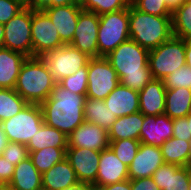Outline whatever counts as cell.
<instances>
[{
    "instance_id": "cell-1",
    "label": "cell",
    "mask_w": 191,
    "mask_h": 190,
    "mask_svg": "<svg viewBox=\"0 0 191 190\" xmlns=\"http://www.w3.org/2000/svg\"><path fill=\"white\" fill-rule=\"evenodd\" d=\"M86 96L68 91L56 83L50 96L40 104L44 123L67 137L84 121Z\"/></svg>"
},
{
    "instance_id": "cell-2",
    "label": "cell",
    "mask_w": 191,
    "mask_h": 190,
    "mask_svg": "<svg viewBox=\"0 0 191 190\" xmlns=\"http://www.w3.org/2000/svg\"><path fill=\"white\" fill-rule=\"evenodd\" d=\"M148 55V49L128 39L105 57L117 72L121 85L140 91L153 79Z\"/></svg>"
},
{
    "instance_id": "cell-3",
    "label": "cell",
    "mask_w": 191,
    "mask_h": 190,
    "mask_svg": "<svg viewBox=\"0 0 191 190\" xmlns=\"http://www.w3.org/2000/svg\"><path fill=\"white\" fill-rule=\"evenodd\" d=\"M55 85L46 63L40 57H28L21 67L14 90L28 104H41Z\"/></svg>"
},
{
    "instance_id": "cell-4",
    "label": "cell",
    "mask_w": 191,
    "mask_h": 190,
    "mask_svg": "<svg viewBox=\"0 0 191 190\" xmlns=\"http://www.w3.org/2000/svg\"><path fill=\"white\" fill-rule=\"evenodd\" d=\"M172 35V16L144 13L129 4V36L134 42L152 50Z\"/></svg>"
},
{
    "instance_id": "cell-5",
    "label": "cell",
    "mask_w": 191,
    "mask_h": 190,
    "mask_svg": "<svg viewBox=\"0 0 191 190\" xmlns=\"http://www.w3.org/2000/svg\"><path fill=\"white\" fill-rule=\"evenodd\" d=\"M129 36V6L117 12L99 15L98 57L107 56Z\"/></svg>"
},
{
    "instance_id": "cell-6",
    "label": "cell",
    "mask_w": 191,
    "mask_h": 190,
    "mask_svg": "<svg viewBox=\"0 0 191 190\" xmlns=\"http://www.w3.org/2000/svg\"><path fill=\"white\" fill-rule=\"evenodd\" d=\"M148 65L153 78L160 80L185 66V40L172 35L157 48L149 50Z\"/></svg>"
},
{
    "instance_id": "cell-7",
    "label": "cell",
    "mask_w": 191,
    "mask_h": 190,
    "mask_svg": "<svg viewBox=\"0 0 191 190\" xmlns=\"http://www.w3.org/2000/svg\"><path fill=\"white\" fill-rule=\"evenodd\" d=\"M2 123L9 142L27 145L44 123L40 104H27L26 107Z\"/></svg>"
},
{
    "instance_id": "cell-8",
    "label": "cell",
    "mask_w": 191,
    "mask_h": 190,
    "mask_svg": "<svg viewBox=\"0 0 191 190\" xmlns=\"http://www.w3.org/2000/svg\"><path fill=\"white\" fill-rule=\"evenodd\" d=\"M40 58L46 63L56 83H59L86 66L91 57L66 44L55 50L46 51Z\"/></svg>"
},
{
    "instance_id": "cell-9",
    "label": "cell",
    "mask_w": 191,
    "mask_h": 190,
    "mask_svg": "<svg viewBox=\"0 0 191 190\" xmlns=\"http://www.w3.org/2000/svg\"><path fill=\"white\" fill-rule=\"evenodd\" d=\"M87 98L105 100L120 83L117 72L106 57H93L88 62Z\"/></svg>"
},
{
    "instance_id": "cell-10",
    "label": "cell",
    "mask_w": 191,
    "mask_h": 190,
    "mask_svg": "<svg viewBox=\"0 0 191 190\" xmlns=\"http://www.w3.org/2000/svg\"><path fill=\"white\" fill-rule=\"evenodd\" d=\"M32 9L24 8L4 24L3 47L32 57Z\"/></svg>"
},
{
    "instance_id": "cell-11",
    "label": "cell",
    "mask_w": 191,
    "mask_h": 190,
    "mask_svg": "<svg viewBox=\"0 0 191 190\" xmlns=\"http://www.w3.org/2000/svg\"><path fill=\"white\" fill-rule=\"evenodd\" d=\"M32 57H40L46 51L65 45L49 16L43 10H32Z\"/></svg>"
},
{
    "instance_id": "cell-12",
    "label": "cell",
    "mask_w": 191,
    "mask_h": 190,
    "mask_svg": "<svg viewBox=\"0 0 191 190\" xmlns=\"http://www.w3.org/2000/svg\"><path fill=\"white\" fill-rule=\"evenodd\" d=\"M99 15L82 10L78 16V23L74 32L71 46L79 49L89 57H98L97 36Z\"/></svg>"
},
{
    "instance_id": "cell-13",
    "label": "cell",
    "mask_w": 191,
    "mask_h": 190,
    "mask_svg": "<svg viewBox=\"0 0 191 190\" xmlns=\"http://www.w3.org/2000/svg\"><path fill=\"white\" fill-rule=\"evenodd\" d=\"M101 151L87 148H67L66 159L75 171L80 184L92 186L98 174Z\"/></svg>"
},
{
    "instance_id": "cell-14",
    "label": "cell",
    "mask_w": 191,
    "mask_h": 190,
    "mask_svg": "<svg viewBox=\"0 0 191 190\" xmlns=\"http://www.w3.org/2000/svg\"><path fill=\"white\" fill-rule=\"evenodd\" d=\"M108 147V131L94 123L84 121L68 136V148L102 151Z\"/></svg>"
},
{
    "instance_id": "cell-15",
    "label": "cell",
    "mask_w": 191,
    "mask_h": 190,
    "mask_svg": "<svg viewBox=\"0 0 191 190\" xmlns=\"http://www.w3.org/2000/svg\"><path fill=\"white\" fill-rule=\"evenodd\" d=\"M79 3L66 6L48 7L43 11L49 16L54 24L61 41L66 44H71L74 32L78 23L79 13L82 11Z\"/></svg>"
},
{
    "instance_id": "cell-16",
    "label": "cell",
    "mask_w": 191,
    "mask_h": 190,
    "mask_svg": "<svg viewBox=\"0 0 191 190\" xmlns=\"http://www.w3.org/2000/svg\"><path fill=\"white\" fill-rule=\"evenodd\" d=\"M164 163L160 147L140 143L136 156L128 167V177L130 180L152 177Z\"/></svg>"
},
{
    "instance_id": "cell-17",
    "label": "cell",
    "mask_w": 191,
    "mask_h": 190,
    "mask_svg": "<svg viewBox=\"0 0 191 190\" xmlns=\"http://www.w3.org/2000/svg\"><path fill=\"white\" fill-rule=\"evenodd\" d=\"M173 137V119L165 113L157 116L144 115V122L140 130L141 143L161 147L166 140Z\"/></svg>"
},
{
    "instance_id": "cell-18",
    "label": "cell",
    "mask_w": 191,
    "mask_h": 190,
    "mask_svg": "<svg viewBox=\"0 0 191 190\" xmlns=\"http://www.w3.org/2000/svg\"><path fill=\"white\" fill-rule=\"evenodd\" d=\"M127 179H129L128 167L117 158L110 147L102 150L96 181L91 187H102Z\"/></svg>"
},
{
    "instance_id": "cell-19",
    "label": "cell",
    "mask_w": 191,
    "mask_h": 190,
    "mask_svg": "<svg viewBox=\"0 0 191 190\" xmlns=\"http://www.w3.org/2000/svg\"><path fill=\"white\" fill-rule=\"evenodd\" d=\"M166 88L163 80L152 79L139 91V111L143 115L157 116L165 112Z\"/></svg>"
},
{
    "instance_id": "cell-20",
    "label": "cell",
    "mask_w": 191,
    "mask_h": 190,
    "mask_svg": "<svg viewBox=\"0 0 191 190\" xmlns=\"http://www.w3.org/2000/svg\"><path fill=\"white\" fill-rule=\"evenodd\" d=\"M104 103L117 118L137 113L139 112V91L119 83L106 97Z\"/></svg>"
},
{
    "instance_id": "cell-21",
    "label": "cell",
    "mask_w": 191,
    "mask_h": 190,
    "mask_svg": "<svg viewBox=\"0 0 191 190\" xmlns=\"http://www.w3.org/2000/svg\"><path fill=\"white\" fill-rule=\"evenodd\" d=\"M79 184L75 171L66 158L42 173V186L51 190H64Z\"/></svg>"
},
{
    "instance_id": "cell-22",
    "label": "cell",
    "mask_w": 191,
    "mask_h": 190,
    "mask_svg": "<svg viewBox=\"0 0 191 190\" xmlns=\"http://www.w3.org/2000/svg\"><path fill=\"white\" fill-rule=\"evenodd\" d=\"M28 57L8 48H0V88L14 89L24 61Z\"/></svg>"
},
{
    "instance_id": "cell-23",
    "label": "cell",
    "mask_w": 191,
    "mask_h": 190,
    "mask_svg": "<svg viewBox=\"0 0 191 190\" xmlns=\"http://www.w3.org/2000/svg\"><path fill=\"white\" fill-rule=\"evenodd\" d=\"M152 178L161 190H188V166L164 163Z\"/></svg>"
},
{
    "instance_id": "cell-24",
    "label": "cell",
    "mask_w": 191,
    "mask_h": 190,
    "mask_svg": "<svg viewBox=\"0 0 191 190\" xmlns=\"http://www.w3.org/2000/svg\"><path fill=\"white\" fill-rule=\"evenodd\" d=\"M8 186L11 190H38L42 186V174L33 165L30 157L15 166Z\"/></svg>"
},
{
    "instance_id": "cell-25",
    "label": "cell",
    "mask_w": 191,
    "mask_h": 190,
    "mask_svg": "<svg viewBox=\"0 0 191 190\" xmlns=\"http://www.w3.org/2000/svg\"><path fill=\"white\" fill-rule=\"evenodd\" d=\"M144 122V115L139 111L134 114L118 117L108 130L109 141L122 139L139 140L140 130Z\"/></svg>"
},
{
    "instance_id": "cell-26",
    "label": "cell",
    "mask_w": 191,
    "mask_h": 190,
    "mask_svg": "<svg viewBox=\"0 0 191 190\" xmlns=\"http://www.w3.org/2000/svg\"><path fill=\"white\" fill-rule=\"evenodd\" d=\"M29 152L44 148H68V137L61 131L43 123L37 134L26 145Z\"/></svg>"
},
{
    "instance_id": "cell-27",
    "label": "cell",
    "mask_w": 191,
    "mask_h": 190,
    "mask_svg": "<svg viewBox=\"0 0 191 190\" xmlns=\"http://www.w3.org/2000/svg\"><path fill=\"white\" fill-rule=\"evenodd\" d=\"M165 163L180 167L191 165L190 141L170 138L160 147Z\"/></svg>"
},
{
    "instance_id": "cell-28",
    "label": "cell",
    "mask_w": 191,
    "mask_h": 190,
    "mask_svg": "<svg viewBox=\"0 0 191 190\" xmlns=\"http://www.w3.org/2000/svg\"><path fill=\"white\" fill-rule=\"evenodd\" d=\"M191 111V90L180 87L166 89L165 114L171 119L186 117Z\"/></svg>"
},
{
    "instance_id": "cell-29",
    "label": "cell",
    "mask_w": 191,
    "mask_h": 190,
    "mask_svg": "<svg viewBox=\"0 0 191 190\" xmlns=\"http://www.w3.org/2000/svg\"><path fill=\"white\" fill-rule=\"evenodd\" d=\"M86 122L94 123L107 131L115 123L117 117L106 107L104 100L86 98L84 105Z\"/></svg>"
},
{
    "instance_id": "cell-30",
    "label": "cell",
    "mask_w": 191,
    "mask_h": 190,
    "mask_svg": "<svg viewBox=\"0 0 191 190\" xmlns=\"http://www.w3.org/2000/svg\"><path fill=\"white\" fill-rule=\"evenodd\" d=\"M67 148L47 147L41 150L29 152L33 165L42 174L49 170L56 163L61 162L66 158Z\"/></svg>"
},
{
    "instance_id": "cell-31",
    "label": "cell",
    "mask_w": 191,
    "mask_h": 190,
    "mask_svg": "<svg viewBox=\"0 0 191 190\" xmlns=\"http://www.w3.org/2000/svg\"><path fill=\"white\" fill-rule=\"evenodd\" d=\"M27 104L14 89L0 88V122L12 118Z\"/></svg>"
},
{
    "instance_id": "cell-32",
    "label": "cell",
    "mask_w": 191,
    "mask_h": 190,
    "mask_svg": "<svg viewBox=\"0 0 191 190\" xmlns=\"http://www.w3.org/2000/svg\"><path fill=\"white\" fill-rule=\"evenodd\" d=\"M173 35L191 41V0H186L172 13Z\"/></svg>"
},
{
    "instance_id": "cell-33",
    "label": "cell",
    "mask_w": 191,
    "mask_h": 190,
    "mask_svg": "<svg viewBox=\"0 0 191 190\" xmlns=\"http://www.w3.org/2000/svg\"><path fill=\"white\" fill-rule=\"evenodd\" d=\"M140 143L141 142L139 140L135 139H122L109 141V147L117 158L129 167L136 156Z\"/></svg>"
},
{
    "instance_id": "cell-34",
    "label": "cell",
    "mask_w": 191,
    "mask_h": 190,
    "mask_svg": "<svg viewBox=\"0 0 191 190\" xmlns=\"http://www.w3.org/2000/svg\"><path fill=\"white\" fill-rule=\"evenodd\" d=\"M130 2V0H84L80 5L85 11L101 15L125 9Z\"/></svg>"
},
{
    "instance_id": "cell-35",
    "label": "cell",
    "mask_w": 191,
    "mask_h": 190,
    "mask_svg": "<svg viewBox=\"0 0 191 190\" xmlns=\"http://www.w3.org/2000/svg\"><path fill=\"white\" fill-rule=\"evenodd\" d=\"M88 64L75 74L62 79L59 84L68 91L86 96L88 84Z\"/></svg>"
},
{
    "instance_id": "cell-36",
    "label": "cell",
    "mask_w": 191,
    "mask_h": 190,
    "mask_svg": "<svg viewBox=\"0 0 191 190\" xmlns=\"http://www.w3.org/2000/svg\"><path fill=\"white\" fill-rule=\"evenodd\" d=\"M166 89H176L184 87L191 90V68L188 66L180 67L163 78Z\"/></svg>"
},
{
    "instance_id": "cell-37",
    "label": "cell",
    "mask_w": 191,
    "mask_h": 190,
    "mask_svg": "<svg viewBox=\"0 0 191 190\" xmlns=\"http://www.w3.org/2000/svg\"><path fill=\"white\" fill-rule=\"evenodd\" d=\"M130 3L144 13L156 16H172L165 0H131Z\"/></svg>"
},
{
    "instance_id": "cell-38",
    "label": "cell",
    "mask_w": 191,
    "mask_h": 190,
    "mask_svg": "<svg viewBox=\"0 0 191 190\" xmlns=\"http://www.w3.org/2000/svg\"><path fill=\"white\" fill-rule=\"evenodd\" d=\"M1 156L3 159L8 160L12 165L16 166L22 160L29 157V151L25 144L8 142Z\"/></svg>"
},
{
    "instance_id": "cell-39",
    "label": "cell",
    "mask_w": 191,
    "mask_h": 190,
    "mask_svg": "<svg viewBox=\"0 0 191 190\" xmlns=\"http://www.w3.org/2000/svg\"><path fill=\"white\" fill-rule=\"evenodd\" d=\"M23 9L16 0H0V24H6Z\"/></svg>"
},
{
    "instance_id": "cell-40",
    "label": "cell",
    "mask_w": 191,
    "mask_h": 190,
    "mask_svg": "<svg viewBox=\"0 0 191 190\" xmlns=\"http://www.w3.org/2000/svg\"><path fill=\"white\" fill-rule=\"evenodd\" d=\"M173 137L191 141L190 128L186 117L173 119Z\"/></svg>"
},
{
    "instance_id": "cell-41",
    "label": "cell",
    "mask_w": 191,
    "mask_h": 190,
    "mask_svg": "<svg viewBox=\"0 0 191 190\" xmlns=\"http://www.w3.org/2000/svg\"><path fill=\"white\" fill-rule=\"evenodd\" d=\"M15 166L0 155V184H9L14 174Z\"/></svg>"
},
{
    "instance_id": "cell-42",
    "label": "cell",
    "mask_w": 191,
    "mask_h": 190,
    "mask_svg": "<svg viewBox=\"0 0 191 190\" xmlns=\"http://www.w3.org/2000/svg\"><path fill=\"white\" fill-rule=\"evenodd\" d=\"M131 190H161L152 177L131 179Z\"/></svg>"
},
{
    "instance_id": "cell-43",
    "label": "cell",
    "mask_w": 191,
    "mask_h": 190,
    "mask_svg": "<svg viewBox=\"0 0 191 190\" xmlns=\"http://www.w3.org/2000/svg\"><path fill=\"white\" fill-rule=\"evenodd\" d=\"M77 3L75 0H34V10H44L48 7L66 6Z\"/></svg>"
},
{
    "instance_id": "cell-44",
    "label": "cell",
    "mask_w": 191,
    "mask_h": 190,
    "mask_svg": "<svg viewBox=\"0 0 191 190\" xmlns=\"http://www.w3.org/2000/svg\"><path fill=\"white\" fill-rule=\"evenodd\" d=\"M94 190H131L130 179L122 182L104 185L102 187H93Z\"/></svg>"
},
{
    "instance_id": "cell-45",
    "label": "cell",
    "mask_w": 191,
    "mask_h": 190,
    "mask_svg": "<svg viewBox=\"0 0 191 190\" xmlns=\"http://www.w3.org/2000/svg\"><path fill=\"white\" fill-rule=\"evenodd\" d=\"M186 0H165L171 13L175 12Z\"/></svg>"
},
{
    "instance_id": "cell-46",
    "label": "cell",
    "mask_w": 191,
    "mask_h": 190,
    "mask_svg": "<svg viewBox=\"0 0 191 190\" xmlns=\"http://www.w3.org/2000/svg\"><path fill=\"white\" fill-rule=\"evenodd\" d=\"M8 138L4 132L2 123L0 122V155L3 153L4 149L8 145Z\"/></svg>"
},
{
    "instance_id": "cell-47",
    "label": "cell",
    "mask_w": 191,
    "mask_h": 190,
    "mask_svg": "<svg viewBox=\"0 0 191 190\" xmlns=\"http://www.w3.org/2000/svg\"><path fill=\"white\" fill-rule=\"evenodd\" d=\"M185 65L191 68V41L185 40Z\"/></svg>"
},
{
    "instance_id": "cell-48",
    "label": "cell",
    "mask_w": 191,
    "mask_h": 190,
    "mask_svg": "<svg viewBox=\"0 0 191 190\" xmlns=\"http://www.w3.org/2000/svg\"><path fill=\"white\" fill-rule=\"evenodd\" d=\"M23 8L34 10V0H16Z\"/></svg>"
},
{
    "instance_id": "cell-49",
    "label": "cell",
    "mask_w": 191,
    "mask_h": 190,
    "mask_svg": "<svg viewBox=\"0 0 191 190\" xmlns=\"http://www.w3.org/2000/svg\"><path fill=\"white\" fill-rule=\"evenodd\" d=\"M64 190H94L91 186H86L83 184H79L75 187L66 188Z\"/></svg>"
},
{
    "instance_id": "cell-50",
    "label": "cell",
    "mask_w": 191,
    "mask_h": 190,
    "mask_svg": "<svg viewBox=\"0 0 191 190\" xmlns=\"http://www.w3.org/2000/svg\"><path fill=\"white\" fill-rule=\"evenodd\" d=\"M4 42V25L0 24V48H3Z\"/></svg>"
},
{
    "instance_id": "cell-51",
    "label": "cell",
    "mask_w": 191,
    "mask_h": 190,
    "mask_svg": "<svg viewBox=\"0 0 191 190\" xmlns=\"http://www.w3.org/2000/svg\"><path fill=\"white\" fill-rule=\"evenodd\" d=\"M188 190H191V165L188 166Z\"/></svg>"
},
{
    "instance_id": "cell-52",
    "label": "cell",
    "mask_w": 191,
    "mask_h": 190,
    "mask_svg": "<svg viewBox=\"0 0 191 190\" xmlns=\"http://www.w3.org/2000/svg\"><path fill=\"white\" fill-rule=\"evenodd\" d=\"M0 190H11L8 184H0Z\"/></svg>"
},
{
    "instance_id": "cell-53",
    "label": "cell",
    "mask_w": 191,
    "mask_h": 190,
    "mask_svg": "<svg viewBox=\"0 0 191 190\" xmlns=\"http://www.w3.org/2000/svg\"><path fill=\"white\" fill-rule=\"evenodd\" d=\"M188 124H189V128H190V133H191V111L190 113L186 116Z\"/></svg>"
},
{
    "instance_id": "cell-54",
    "label": "cell",
    "mask_w": 191,
    "mask_h": 190,
    "mask_svg": "<svg viewBox=\"0 0 191 190\" xmlns=\"http://www.w3.org/2000/svg\"><path fill=\"white\" fill-rule=\"evenodd\" d=\"M38 190H51V189H48V188L41 186Z\"/></svg>"
},
{
    "instance_id": "cell-55",
    "label": "cell",
    "mask_w": 191,
    "mask_h": 190,
    "mask_svg": "<svg viewBox=\"0 0 191 190\" xmlns=\"http://www.w3.org/2000/svg\"><path fill=\"white\" fill-rule=\"evenodd\" d=\"M77 3L81 4L84 0H75Z\"/></svg>"
}]
</instances>
